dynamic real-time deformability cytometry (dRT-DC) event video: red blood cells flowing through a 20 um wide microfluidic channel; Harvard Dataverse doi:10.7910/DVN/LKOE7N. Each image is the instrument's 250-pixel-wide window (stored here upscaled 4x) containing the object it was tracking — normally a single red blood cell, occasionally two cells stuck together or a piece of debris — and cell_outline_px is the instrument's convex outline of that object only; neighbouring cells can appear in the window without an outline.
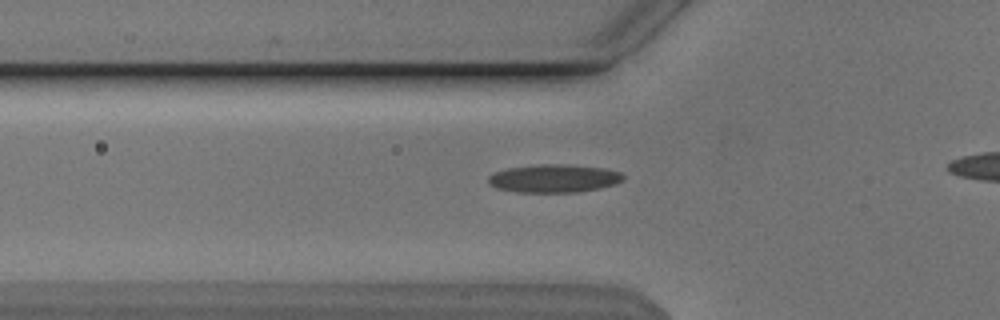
{"species": "Egyptian fruit bat (a non-hibernating species)", "species_latin": "Rousettus aegyptiacus", "temperature_condition": "cold", "stored_images_in_passage": 26, "camera_frame_rate_fps": 3000, "um_per_image_px": 0.085, "animal": {"sex": "male"}, "frame": {"image": 1, "passage_image": 2, "time_ms": 0.333, "image_size_px": [1000, 320], "cell_outline_px": [[624, 180], [616, 184], [600, 188], [580, 192], [516, 192], [496, 188], [488, 184], [488, 176], [492, 172], [508, 168], [540, 164], [560, 164], [604, 168], [620, 172], [624, 176]], "centroid_in_image_um": [47.07, 15.17], "position_along_channel_um": 78.7, "area_um2": 22.25}}
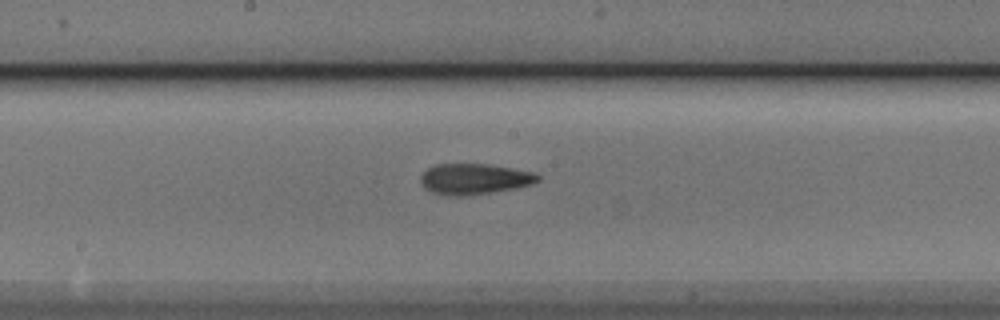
{"frame": {"image": 2, "passage_image": 12, "time_ms": 3.667, "image_size_px": [1000, 320], "cell_outline_px": [[540, 180], [532, 184], [516, 188], [468, 196], [444, 196], [432, 192], [424, 188], [420, 180], [420, 176], [428, 168], [436, 164], [488, 164], [512, 168], [532, 172], [540, 176]], "centroid_in_image_um": [40.3, 15.22], "position_along_channel_um": 207.9, "area_um2": 21.15}}
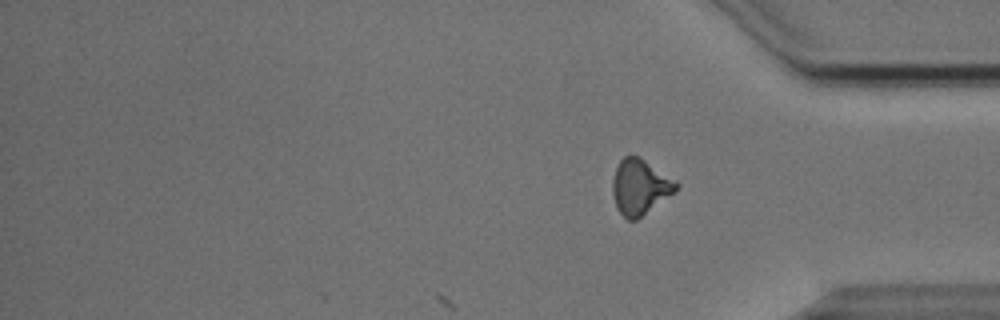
{"frame": {"image": 3, "passage_image": 26, "time_ms": 8.333, "image_size_px": [1000, 320], "cell_outline_px": [[680, 184], [676, 192], [636, 220], [628, 220], [616, 208], [612, 192], [612, 180], [616, 168], [620, 160], [624, 156], [640, 156]], "centroid_in_image_um": [54.4, 15.89], "position_along_channel_um": 380.8, "area_um2": 20.52}, "authors_computed_cell_mechanics": {"area_um2": 20.2878, "velocity_mm_per_s": 3.8562, "shape_relaxation_time_tau1_ms": 6.8454, "shape_relaxation_time_tau2_ms": 3.8884, "deformation_change_tau1": 0.1835, "deformation_change_tau2": 0.1428}}